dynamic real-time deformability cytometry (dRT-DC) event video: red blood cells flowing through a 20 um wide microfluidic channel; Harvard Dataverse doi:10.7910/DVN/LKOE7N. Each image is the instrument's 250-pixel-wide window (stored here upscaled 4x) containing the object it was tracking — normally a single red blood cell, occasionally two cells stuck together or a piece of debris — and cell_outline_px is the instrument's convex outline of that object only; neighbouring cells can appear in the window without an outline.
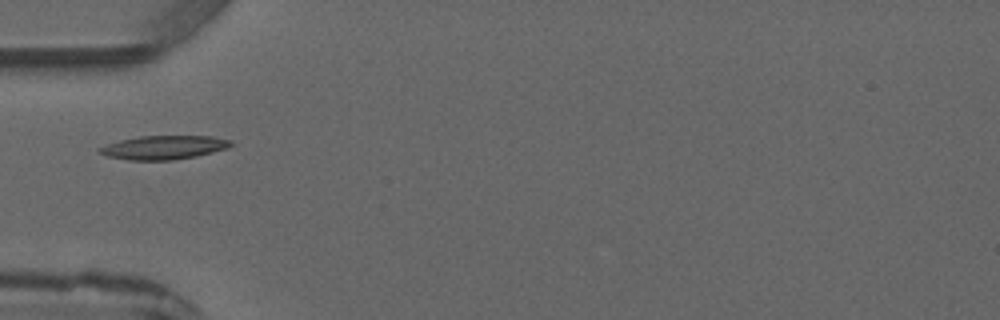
{"species": "common noctule bat (a hibernating species)", "species_latin": "Nyctalus noctula", "temperature_condition": "warm", "stored_images_in_passage": 5, "camera_frame_rate_fps": 3000, "um_per_image_px": 0.085, "animal": {"sex": "male", "forearm_length_mm": 52.5}, "frame": {"image": 1, "passage_image": 5, "time_ms": 4.667, "image_size_px": [1000, 320], "cell_outline_px": [[232, 144], [228, 148], [196, 156], [172, 160], [128, 160], [108, 156], [96, 152], [96, 148], [120, 140], [140, 136], [212, 136], [232, 140]], "centroid_in_image_um": [13.9, 12.53], "position_along_channel_um": 71.1, "area_um2": 18.21}}